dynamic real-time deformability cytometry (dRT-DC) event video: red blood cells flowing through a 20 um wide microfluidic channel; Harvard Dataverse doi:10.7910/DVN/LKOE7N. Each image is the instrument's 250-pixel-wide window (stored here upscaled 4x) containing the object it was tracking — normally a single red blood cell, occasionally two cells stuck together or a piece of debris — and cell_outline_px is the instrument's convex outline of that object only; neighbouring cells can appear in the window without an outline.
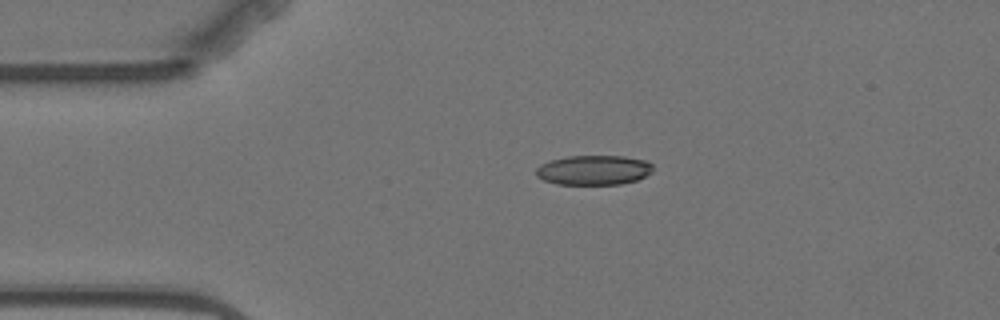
{"species": "Egyptian fruit bat (a non-hibernating species)", "species_latin": "Rousettus aegyptiacus", "temperature_condition": "warm", "stored_images_in_passage": 4, "camera_frame_rate_fps": 3000, "um_per_image_px": 0.085, "animal": {"sex": "female"}, "frame": {"image": 1, "passage_image": 1, "time_ms": 0.0, "image_size_px": [1000, 320], "cell_outline_px": [[652, 172], [636, 180], [620, 184], [556, 184], [544, 180], [536, 176], [536, 168], [540, 164], [552, 160], [568, 156], [624, 156], [644, 160], [652, 164]], "centroid_in_image_um": [50.45, 14.45], "position_along_channel_um": 34.6, "area_um2": 20.11}}
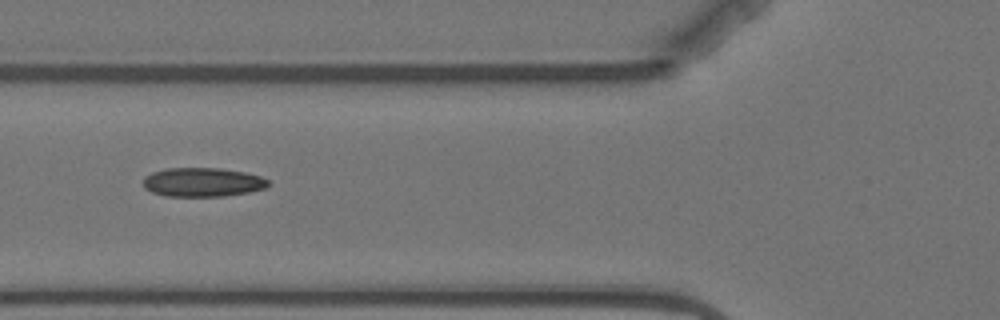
{"frame": {"image": 2, "passage_image": 3, "time_ms": 3.0, "image_size_px": [1000, 320], "cell_outline_px": [[268, 184], [264, 188], [248, 192], [224, 196], [164, 196], [152, 192], [144, 188], [144, 176], [152, 172], [164, 168], [220, 168], [244, 172], [260, 176], [268, 180]], "centroid_in_image_um": [17.17, 15.48], "position_along_channel_um": 108.6, "area_um2": 21.1}}
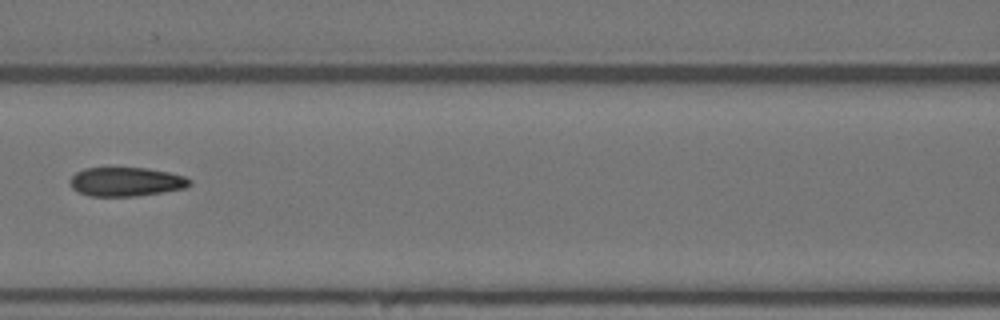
{"frame": {"image": 3, "passage_image": 4, "time_ms": 4.333, "image_size_px": [1000, 320], "cell_outline_px": [[192, 184], [184, 188], [164, 192], [136, 196], [88, 196], [72, 188], [72, 176], [76, 172], [84, 168], [148, 168], [168, 172], [184, 176], [192, 180]], "centroid_in_image_um": [10.76, 15.45], "position_along_channel_um": 155.8, "area_um2": 20.11}}